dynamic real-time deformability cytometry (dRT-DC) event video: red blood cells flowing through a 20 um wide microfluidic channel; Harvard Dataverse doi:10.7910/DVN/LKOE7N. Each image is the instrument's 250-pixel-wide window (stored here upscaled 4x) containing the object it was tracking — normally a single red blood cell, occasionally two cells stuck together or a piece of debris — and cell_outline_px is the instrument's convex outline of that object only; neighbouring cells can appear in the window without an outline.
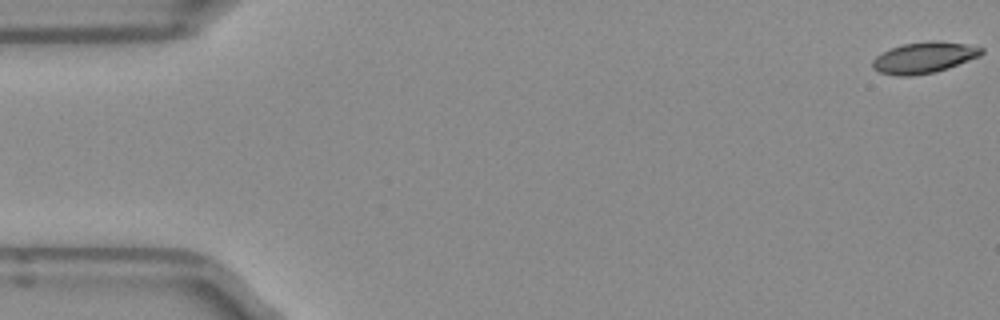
{"species": "Egyptian fruit bat (a non-hibernating species)", "species_latin": "Rousettus aegyptiacus", "temperature_condition": "room temperature", "stored_images_in_passage": 9, "camera_frame_rate_fps": 3000, "um_per_image_px": 0.085, "frame": {"image": 1, "passage_image": 1, "time_ms": 0.0, "image_size_px": [1000, 320], "cell_outline_px": [[984, 52], [980, 56], [948, 68], [936, 72], [912, 76], [900, 76], [880, 72], [872, 68], [872, 60], [876, 56], [892, 48], [904, 44], [928, 40], [936, 40], [964, 44], [984, 48]], "centroid_in_image_um": [78.55, 4.9], "position_along_channel_um": 6.4, "area_um2": 19.71}}